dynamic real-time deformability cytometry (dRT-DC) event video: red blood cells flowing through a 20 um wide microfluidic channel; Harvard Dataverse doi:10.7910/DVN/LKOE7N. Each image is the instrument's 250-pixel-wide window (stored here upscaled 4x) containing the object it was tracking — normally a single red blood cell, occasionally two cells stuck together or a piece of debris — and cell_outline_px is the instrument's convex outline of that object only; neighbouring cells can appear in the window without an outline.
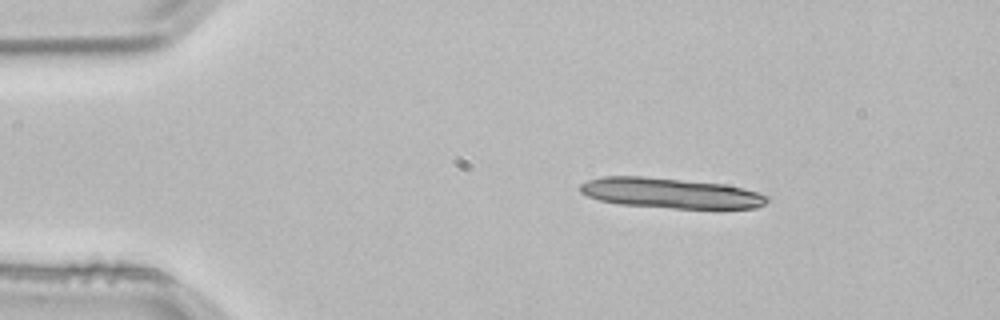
{"species": "common noctule bat (a hibernating species)", "species_latin": "Nyctalus noctula", "temperature_condition": "room temperature", "stored_images_in_passage": 2, "camera_frame_rate_fps": 3000, "um_per_image_px": 0.085, "animal": {"sex": "male", "body_mass_g": 21.5, "forearm_length_mm": 52.0}, "frame": {"image": 1, "passage_image": 1, "time_ms": 0.0, "image_size_px": [1000, 320], "cell_outline_px": [[768, 200], [764, 204], [756, 208], [672, 208], [616, 204], [600, 200], [588, 196], [580, 192], [580, 184], [588, 180], [600, 176], [644, 176], [724, 184], [744, 188], [768, 196]], "centroid_in_image_um": [56.95, 16.41], "position_along_channel_um": 28.0, "area_um2": 32.95}}